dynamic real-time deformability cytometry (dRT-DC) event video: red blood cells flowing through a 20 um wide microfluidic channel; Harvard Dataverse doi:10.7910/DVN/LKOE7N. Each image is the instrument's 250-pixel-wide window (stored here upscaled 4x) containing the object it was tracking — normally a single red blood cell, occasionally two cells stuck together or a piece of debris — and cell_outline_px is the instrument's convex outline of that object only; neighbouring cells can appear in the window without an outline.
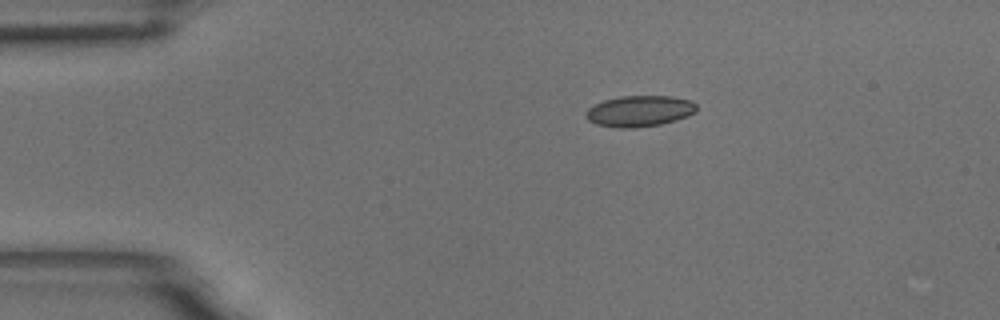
{"species": "common noctule bat (a hibernating species)", "species_latin": "Nyctalus noctula", "temperature_condition": "room temperature", "stored_images_in_passage": 3, "camera_frame_rate_fps": 3000, "um_per_image_px": 0.085, "animal": {"sex": "male", "body_mass_g": 18.8}, "frame": {"image": 1, "passage_image": 1, "time_ms": 0.0, "image_size_px": [1000, 320], "cell_outline_px": [[696, 112], [688, 116], [676, 120], [660, 124], [636, 128], [620, 128], [596, 124], [588, 120], [584, 112], [588, 108], [604, 100], [620, 96], [672, 96], [692, 100], [696, 104]], "centroid_in_image_um": [54.37, 9.44], "position_along_channel_um": 30.6, "area_um2": 20.11}}
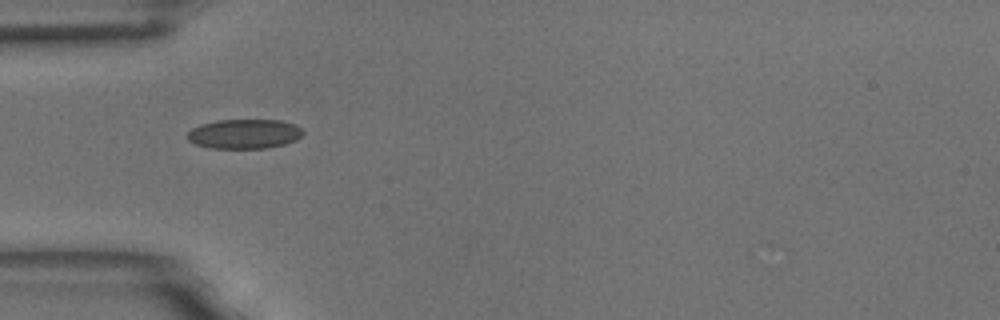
{"frame": {"image": 2, "passage_image": 3, "time_ms": 0.667, "image_size_px": [1000, 320], "cell_outline_px": [[304, 132], [296, 140], [284, 144], [264, 148], [212, 148], [196, 144], [188, 140], [188, 132], [192, 128], [200, 124], [216, 120], [280, 120], [296, 124]], "centroid_in_image_um": [20.77, 11.37], "position_along_channel_um": 64.2, "area_um2": 19.83}}